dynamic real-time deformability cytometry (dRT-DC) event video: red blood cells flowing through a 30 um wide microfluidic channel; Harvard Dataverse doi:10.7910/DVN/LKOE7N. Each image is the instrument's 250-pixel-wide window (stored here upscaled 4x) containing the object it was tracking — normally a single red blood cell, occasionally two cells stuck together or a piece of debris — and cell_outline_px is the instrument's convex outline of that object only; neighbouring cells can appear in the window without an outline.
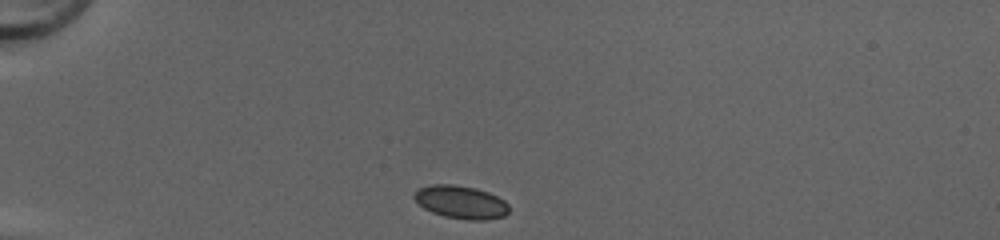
{"species": "common noctule bat (a hibernating species)", "species_latin": "Nyctalus noctula", "temperature_condition": "cold", "stored_images_in_passage": 37, "camera_frame_rate_fps": 3000, "um_per_image_px": 0.085, "animal": {"sex": "female", "body_mass_g": 20.0, "forearm_length_mm": 54.0}, "frame": {"image": 1, "passage_image": 1, "time_ms": 0.0, "image_size_px": [1000, 240], "cell_outline_px": [[508, 212], [504, 216], [488, 220], [468, 220], [444, 216], [432, 212], [424, 208], [412, 196], [412, 192], [420, 188], [432, 184], [452, 184], [476, 188], [488, 192], [504, 200], [508, 204]], "centroid_in_image_um": [39.17, 17.18], "position_along_channel_um": 45.8, "area_um2": 18.26}}
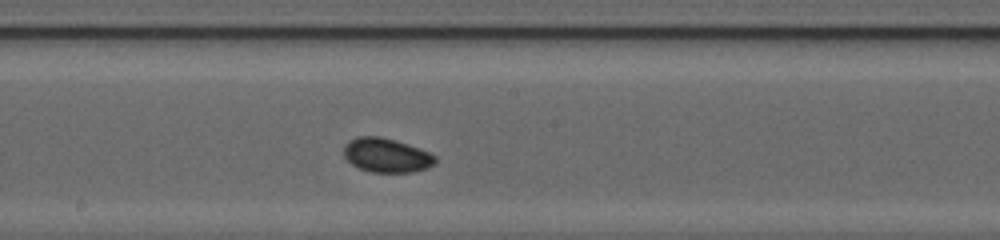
{"frame": {"image": 2, "passage_image": 16, "time_ms": 5.0, "image_size_px": [1000, 240], "cell_outline_px": [[436, 164], [428, 168], [412, 172], [372, 172], [356, 168], [344, 156], [344, 144], [348, 140], [356, 136], [380, 136], [396, 140], [420, 148], [436, 156]], "centroid_in_image_um": [32.84, 13.19], "position_along_channel_um": 215.4, "area_um2": 18.5}}
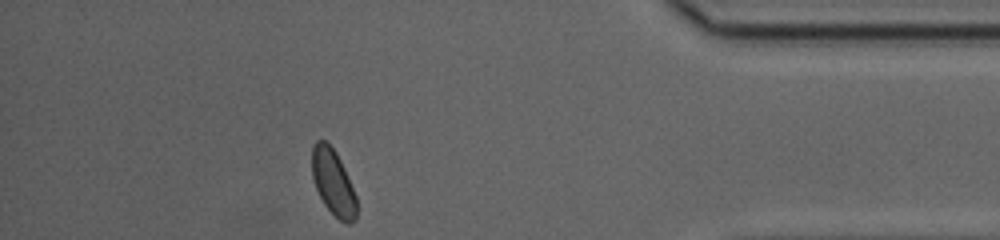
{"frame": {"image": 3, "passage_image": 32, "time_ms": 10.333, "image_size_px": [1000, 240], "cell_outline_px": [[356, 220], [352, 224], [348, 224], [340, 220], [324, 204], [316, 188], [312, 176], [312, 144], [316, 140], [324, 140], [336, 152], [344, 168], [356, 196]], "centroid_in_image_um": [28.31, 15.5], "position_along_channel_um": 406.9, "area_um2": 16.94}, "authors_computed_cell_mechanics": {"area_um2": 17.6868, "velocity_mm_per_s": 4.2009, "shape_relaxation_time_tau1_ms": 1.8331, "shape_relaxation_time_tau2_ms": 2.2345, "deformation_change_tau1": 0.0502, "deformation_change_tau2": 0.0406}}